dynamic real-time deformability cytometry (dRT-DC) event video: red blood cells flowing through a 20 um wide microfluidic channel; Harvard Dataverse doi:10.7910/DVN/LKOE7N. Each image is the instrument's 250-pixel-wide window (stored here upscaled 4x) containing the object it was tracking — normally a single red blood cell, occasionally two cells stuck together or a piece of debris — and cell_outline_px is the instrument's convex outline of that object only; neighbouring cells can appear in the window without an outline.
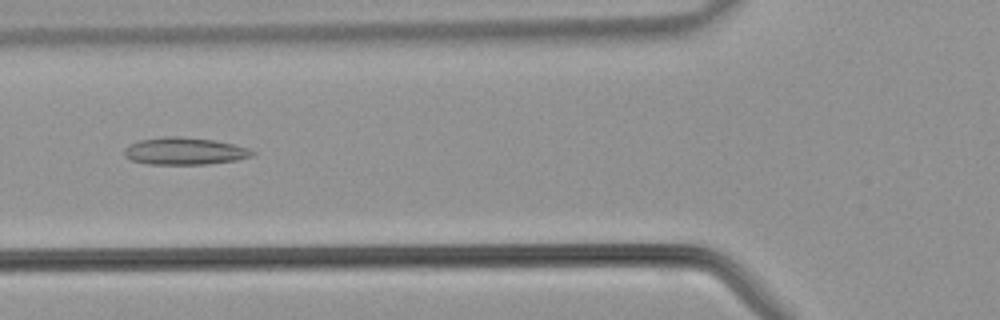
{"species": "common noctule bat (a hibernating species)", "species_latin": "Nyctalus noctula", "temperature_condition": "warm", "stored_images_in_passage": 31, "camera_frame_rate_fps": 3000, "um_per_image_px": 0.085, "animal": {"sex": "male", "body_mass_g": 21.5, "forearm_length_mm": 52.0}, "frame": {"image": 1, "passage_image": 6, "time_ms": 1.667, "image_size_px": [1000, 320], "cell_outline_px": [[256, 152], [252, 156], [236, 160], [208, 164], [148, 164], [132, 160], [124, 156], [124, 148], [140, 140], [164, 136], [176, 136], [212, 140], [232, 144], [248, 148]], "centroid_in_image_um": [15.68, 12.85], "position_along_channel_um": 110.1, "area_um2": 20.11}}
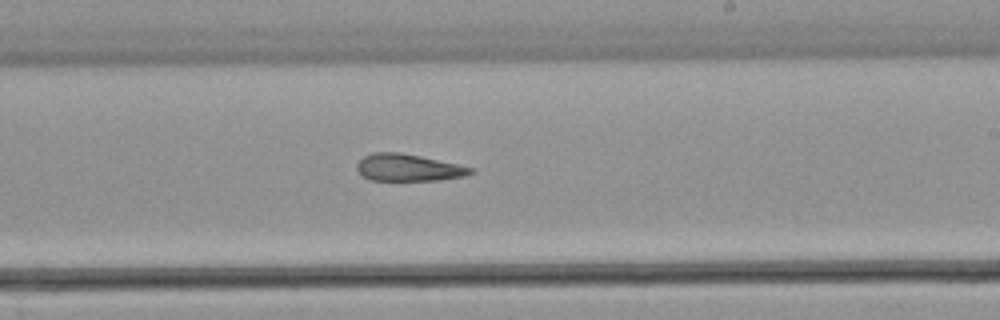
{"frame": {"image": 2, "passage_image": 15, "time_ms": 4.667, "image_size_px": [1000, 320], "cell_outline_px": [[476, 172], [464, 176], [440, 180], [368, 180], [356, 168], [356, 164], [364, 156], [372, 152], [400, 152], [420, 156], [456, 164], [472, 168]], "centroid_in_image_um": [34.69, 14.25], "position_along_channel_um": 254.3, "area_um2": 17.8}}
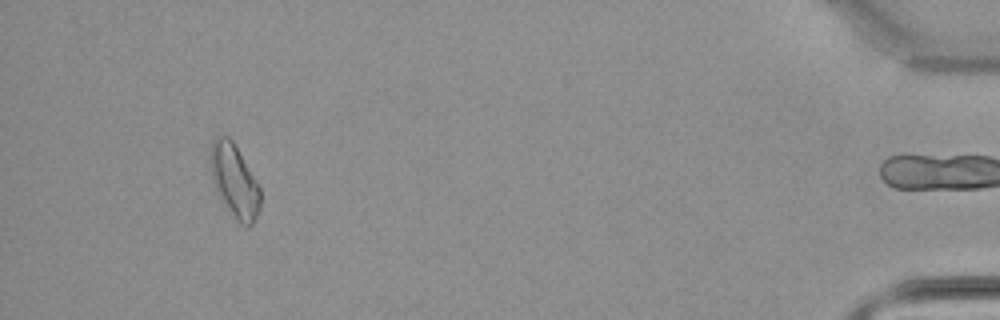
{"frame": {"image": 3, "passage_image": 30, "time_ms": 9.667, "image_size_px": [1000, 320], "cell_outline_px": [[260, 212], [252, 224], [248, 228], [240, 224], [236, 220], [220, 196], [212, 180], [208, 160], [208, 152], [212, 140], [216, 136], [228, 136], [232, 140], [260, 188]], "centroid_in_image_um": [19.9, 15.36], "position_along_channel_um": 415.3, "area_um2": 21.27}}